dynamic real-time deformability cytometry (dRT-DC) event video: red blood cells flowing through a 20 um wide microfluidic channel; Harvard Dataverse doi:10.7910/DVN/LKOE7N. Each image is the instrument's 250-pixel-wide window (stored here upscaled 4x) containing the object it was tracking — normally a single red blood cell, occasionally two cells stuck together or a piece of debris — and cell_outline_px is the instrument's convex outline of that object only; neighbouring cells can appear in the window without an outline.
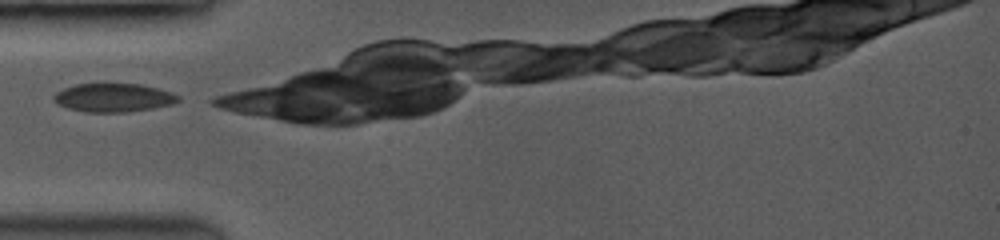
{"species": "common noctule bat (a hibernating species)", "species_latin": "Nyctalus noctula", "temperature_condition": "room temperature", "stored_images_in_passage": 20, "camera_frame_rate_fps": 3500, "um_per_image_px": 0.085, "animal": {"sex": "female", "body_mass_g": 19.0, "forearm_length_mm": 53.3}, "frame": {"image": 1, "passage_image": 1, "time_ms": 0.0, "image_size_px": [1000, 240], "cell_outline_px": [[180, 100], [172, 104], [152, 108], [124, 112], [88, 112], [68, 108], [60, 104], [52, 96], [56, 92], [64, 88], [76, 84], [140, 84], [156, 88], [168, 92], [176, 96]], "centroid_in_image_um": [9.61, 8.3], "position_along_channel_um": 75.4, "area_um2": 20.17}}